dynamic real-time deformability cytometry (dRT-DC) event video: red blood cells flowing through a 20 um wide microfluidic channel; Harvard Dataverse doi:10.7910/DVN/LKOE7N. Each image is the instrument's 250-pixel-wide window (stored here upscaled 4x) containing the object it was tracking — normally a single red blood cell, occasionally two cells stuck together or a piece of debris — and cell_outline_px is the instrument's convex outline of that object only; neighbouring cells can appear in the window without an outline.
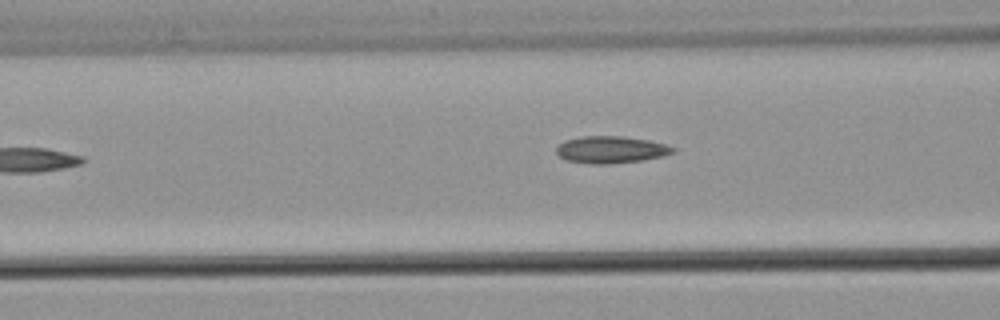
{"species": "common noctule bat (a hibernating species)", "species_latin": "Nyctalus noctula", "temperature_condition": "warm", "stored_images_in_passage": 8, "segment_of_instrument_passage": [2, 2], "camera_frame_rate_fps": 3000, "um_per_image_px": 0.085, "animal": {"sex": "male", "body_mass_g": 21.5, "forearm_length_mm": 52.0}, "frame": {"image": 1, "passage_image": 8, "time_ms": 9.333, "image_size_px": [1000, 320], "cell_outline_px": [[676, 152], [664, 156], [640, 160], [608, 164], [592, 164], [568, 160], [560, 156], [556, 152], [556, 148], [564, 140], [580, 136], [624, 136], [648, 140], [664, 144], [676, 148]], "centroid_in_image_um": [51.94, 12.71], "position_along_channel_um": 114.7, "area_um2": 18.32}}